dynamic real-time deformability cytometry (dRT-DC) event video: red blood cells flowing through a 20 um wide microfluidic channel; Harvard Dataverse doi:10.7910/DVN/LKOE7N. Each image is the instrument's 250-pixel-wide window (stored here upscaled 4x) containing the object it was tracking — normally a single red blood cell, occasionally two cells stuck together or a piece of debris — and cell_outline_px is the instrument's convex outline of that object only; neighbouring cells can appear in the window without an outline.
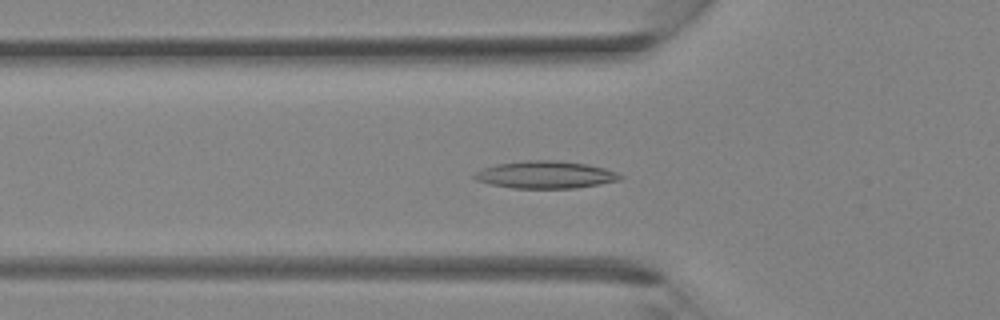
{"species": "Egyptian fruit bat (a non-hibernating species)", "species_latin": "Rousettus aegyptiacus", "temperature_condition": "room temperature", "stored_images_in_passage": 29, "camera_frame_rate_fps": 3000, "um_per_image_px": 0.085, "animal": {"sex": "female"}, "frame": {"image": 1, "passage_image": 7, "time_ms": 2.0, "image_size_px": [1000, 320], "cell_outline_px": [[624, 176], [620, 180], [600, 184], [576, 188], [512, 188], [488, 184], [476, 180], [472, 176], [476, 172], [484, 168], [496, 164], [524, 160], [556, 160], [588, 164], [604, 168], [616, 172]], "centroid_in_image_um": [46.36, 14.85], "position_along_channel_um": 79.4, "area_um2": 23.35}}
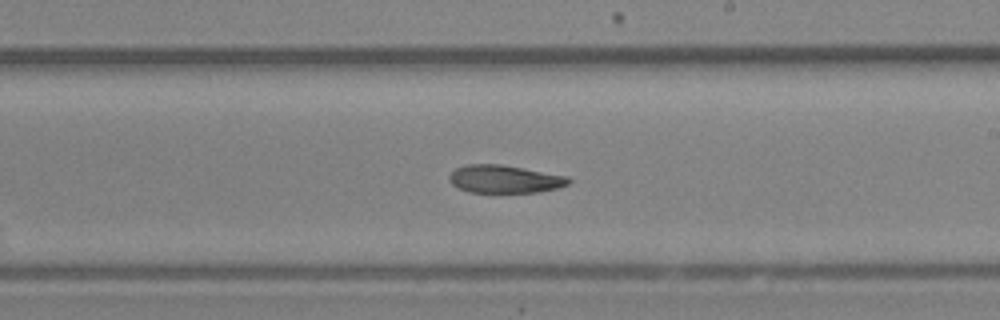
{"frame": {"image": 2, "passage_image": 16, "time_ms": 5.0, "image_size_px": [1000, 320], "cell_outline_px": [[572, 180], [568, 184], [556, 188], [540, 192], [468, 192], [452, 184], [448, 180], [448, 176], [456, 168], [468, 164], [500, 164], [568, 176]], "centroid_in_image_um": [42.89, 15.22], "position_along_channel_um": 246.1, "area_um2": 19.31}}
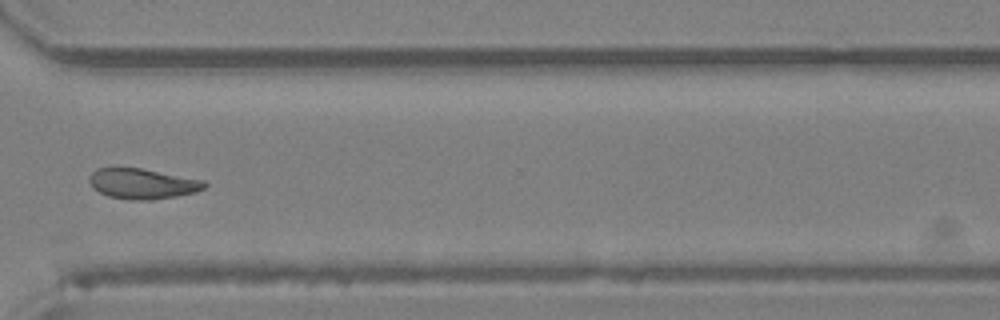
{"frame": {"image": 3, "passage_image": 22, "time_ms": 7.0, "image_size_px": [1000, 320], "cell_outline_px": [[208, 184], [204, 188], [196, 192], [176, 196], [148, 200], [132, 200], [108, 196], [92, 188], [88, 180], [92, 172], [96, 168], [116, 164], [140, 168], [204, 180]], "centroid_in_image_um": [12.04, 15.57], "position_along_channel_um": 358.6, "area_um2": 20.92}}